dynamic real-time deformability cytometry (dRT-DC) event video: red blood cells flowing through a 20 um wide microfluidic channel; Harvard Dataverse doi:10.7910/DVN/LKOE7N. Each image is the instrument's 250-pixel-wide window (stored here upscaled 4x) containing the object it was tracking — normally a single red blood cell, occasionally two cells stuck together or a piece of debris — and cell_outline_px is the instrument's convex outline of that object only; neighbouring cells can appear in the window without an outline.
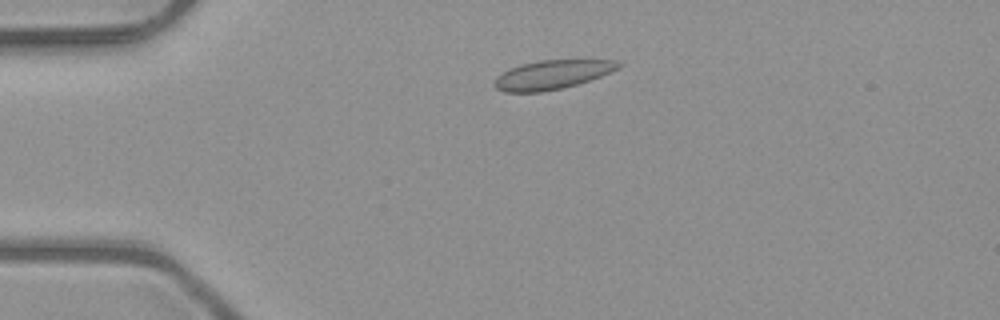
{"species": "common noctule bat (a hibernating species)", "species_latin": "Nyctalus noctula", "temperature_condition": "room temperature", "stored_images_in_passage": 3, "camera_frame_rate_fps": 3000, "um_per_image_px": 0.085, "animal": {"sex": "male", "body_mass_g": 23.1, "forearm_length_mm": 52.7}, "frame": {"image": 1, "passage_image": 2, "time_ms": 0.333, "image_size_px": [1000, 320], "cell_outline_px": [[624, 64], [620, 68], [600, 76], [576, 84], [560, 88], [540, 92], [504, 92], [496, 88], [492, 84], [496, 76], [508, 68], [520, 64], [540, 60], [616, 60]], "centroid_in_image_um": [46.89, 6.34], "position_along_channel_um": 38.1, "area_um2": 20.98}}